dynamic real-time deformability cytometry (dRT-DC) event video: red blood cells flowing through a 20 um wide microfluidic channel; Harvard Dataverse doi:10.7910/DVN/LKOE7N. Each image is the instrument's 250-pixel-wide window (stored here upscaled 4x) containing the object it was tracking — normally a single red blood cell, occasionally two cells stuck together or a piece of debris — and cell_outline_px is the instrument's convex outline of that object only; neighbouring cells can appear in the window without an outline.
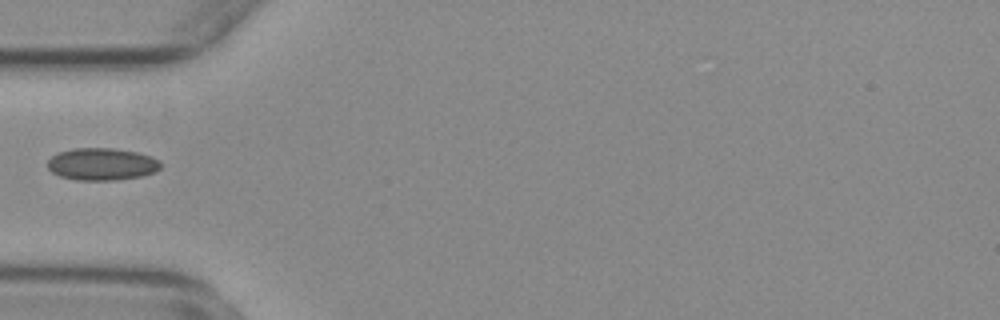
{"species": "common noctule bat (a hibernating species)", "species_latin": "Nyctalus noctula", "temperature_condition": "warm", "stored_images_in_passage": 28, "camera_frame_rate_fps": 3000, "um_per_image_px": 0.085, "animal": {"sex": "female", "body_mass_g": 29.2, "forearm_length_mm": 56.3}, "frame": {"image": 1, "passage_image": 1, "time_ms": 0.0, "image_size_px": [1000, 320], "cell_outline_px": [[160, 168], [156, 172], [140, 176], [116, 180], [76, 180], [60, 176], [52, 172], [48, 168], [48, 160], [52, 156], [60, 152], [76, 148], [112, 148], [136, 152], [160, 160]], "centroid_in_image_um": [8.66, 13.96], "position_along_channel_um": 76.3, "area_um2": 21.1}}
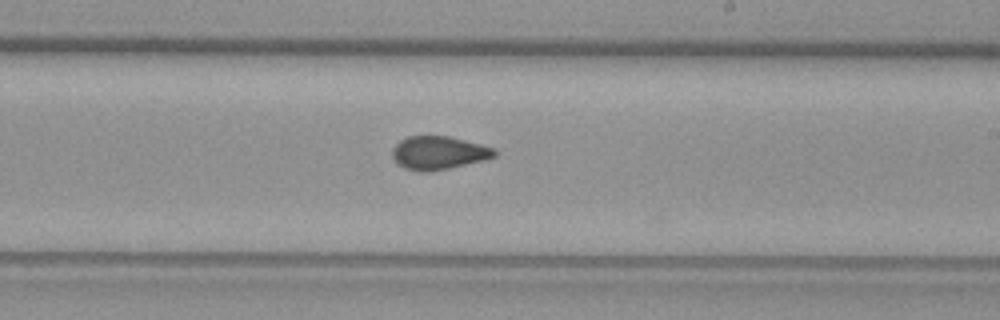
{"frame": {"image": 2, "passage_image": 15, "time_ms": 4.667, "image_size_px": [1000, 320], "cell_outline_px": [[496, 156], [484, 160], [448, 168], [428, 172], [420, 172], [404, 168], [396, 164], [392, 156], [392, 148], [400, 140], [408, 136], [448, 136], [480, 144], [492, 148], [496, 152]], "centroid_in_image_um": [37.23, 13.0], "position_along_channel_um": 251.8, "area_um2": 19.77}}
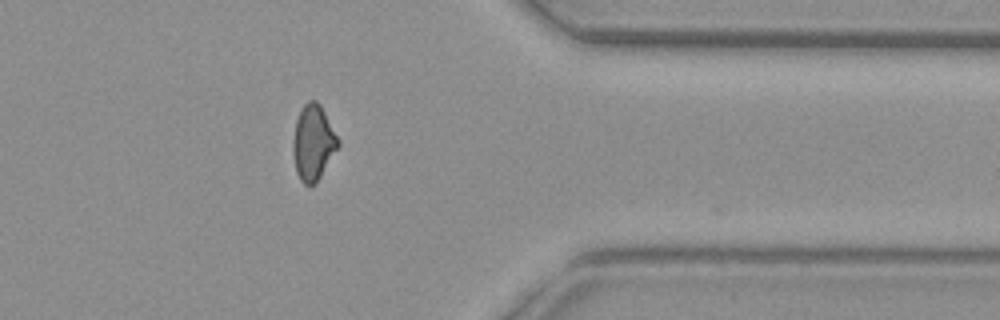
{"frame": {"image": 3, "passage_image": 27, "time_ms": 8.667, "image_size_px": [1000, 320], "cell_outline_px": [[340, 144], [316, 184], [304, 184], [300, 180], [296, 172], [292, 152], [292, 140], [296, 120], [304, 104], [308, 100], [316, 100], [320, 104], [340, 140]], "centroid_in_image_um": [26.61, 12.13], "position_along_channel_um": 384.8, "area_um2": 19.88}}